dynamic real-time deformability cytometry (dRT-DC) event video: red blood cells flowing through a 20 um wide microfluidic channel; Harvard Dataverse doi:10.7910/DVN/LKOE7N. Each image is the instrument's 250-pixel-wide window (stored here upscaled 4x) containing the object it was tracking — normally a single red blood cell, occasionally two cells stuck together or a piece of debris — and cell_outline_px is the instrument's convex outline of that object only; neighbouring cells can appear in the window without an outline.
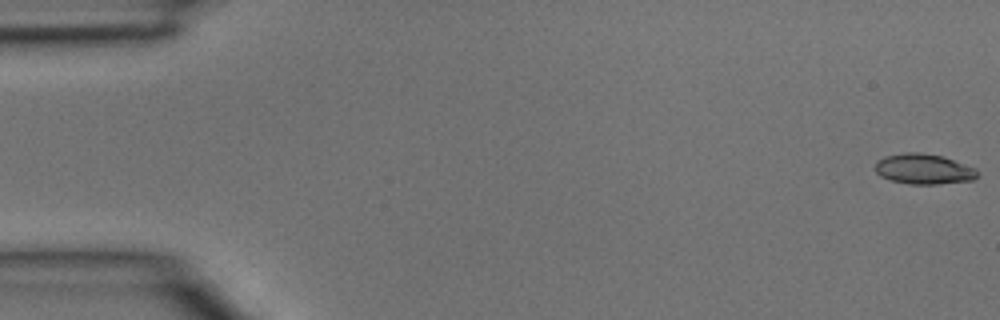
{"species": "common noctule bat (a hibernating species)", "species_latin": "Nyctalus noctula", "temperature_condition": "room temperature", "stored_images_in_passage": 6, "camera_frame_rate_fps": 3000, "um_per_image_px": 0.085, "animal": {"sex": "male", "body_mass_g": 15.6}, "frame": {"image": 1, "passage_image": 1, "time_ms": 0.0, "image_size_px": [1000, 320], "cell_outline_px": [[976, 176], [972, 180], [936, 184], [908, 184], [892, 180], [880, 176], [876, 172], [876, 160], [884, 156], [904, 152], [920, 152], [944, 156], [976, 168]], "centroid_in_image_um": [78.49, 14.35], "position_along_channel_um": 6.5, "area_um2": 18.09}}
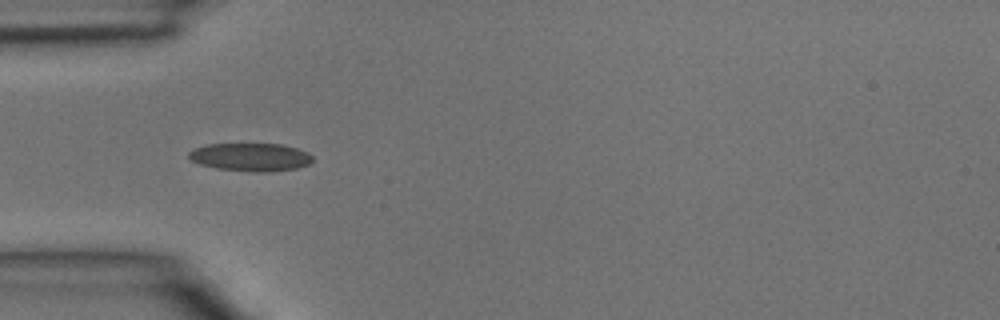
{"frame": {"image": 2, "passage_image": 5, "time_ms": 1.333, "image_size_px": [1000, 320], "cell_outline_px": [[312, 160], [308, 164], [296, 168], [268, 172], [256, 172], [216, 168], [200, 164], [192, 160], [188, 156], [188, 152], [196, 148], [208, 144], [280, 144], [296, 148], [308, 152], [312, 156]], "centroid_in_image_um": [21.3, 13.35], "position_along_channel_um": 63.7, "area_um2": 20.06}}